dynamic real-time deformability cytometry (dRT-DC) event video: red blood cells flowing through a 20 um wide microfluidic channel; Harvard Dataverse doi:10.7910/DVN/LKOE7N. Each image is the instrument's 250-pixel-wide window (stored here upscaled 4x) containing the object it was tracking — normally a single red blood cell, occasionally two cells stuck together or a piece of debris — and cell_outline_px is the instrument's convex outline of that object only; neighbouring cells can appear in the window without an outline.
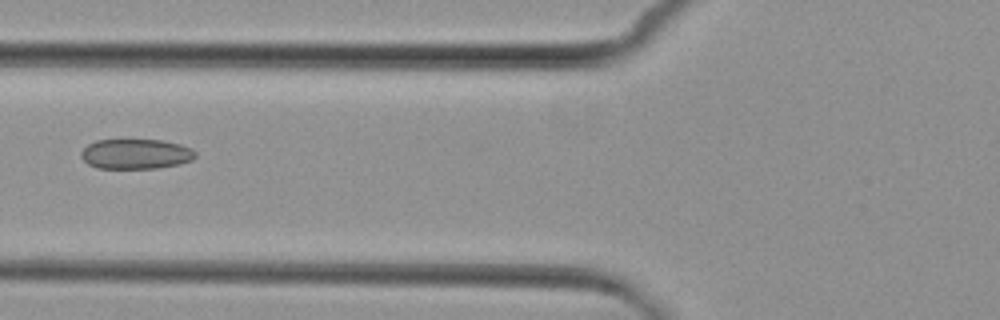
{"species": "common noctule bat (a hibernating species)", "species_latin": "Nyctalus noctula", "temperature_condition": "cold", "stored_images_in_passage": 5, "camera_frame_rate_fps": 3000, "um_per_image_px": 0.085, "animal": {"sex": "female", "body_mass_g": 29.2, "forearm_length_mm": 56.3}, "frame": {"image": 1, "passage_image": 4, "time_ms": 4.0, "image_size_px": [1000, 320], "cell_outline_px": [[196, 156], [192, 160], [180, 164], [156, 168], [96, 168], [88, 164], [80, 156], [80, 152], [88, 144], [96, 140], [164, 140], [180, 144], [192, 148], [196, 152]], "centroid_in_image_um": [11.55, 13.08], "position_along_channel_um": 114.2, "area_um2": 20.11}}
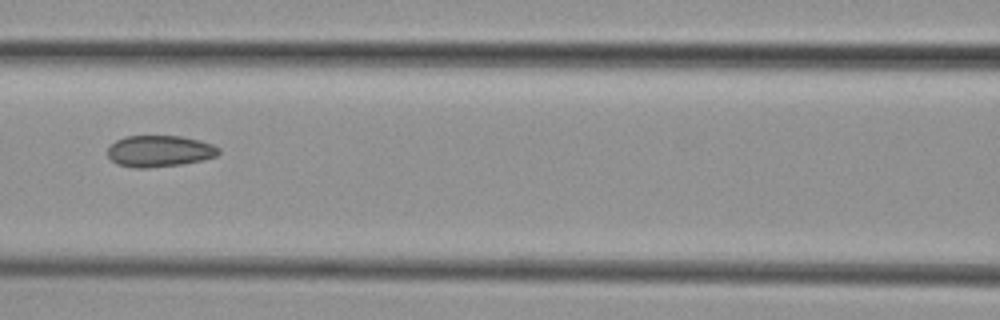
{"frame": {"image": 2, "passage_image": 5, "time_ms": 5.0, "image_size_px": [1000, 320], "cell_outline_px": [[220, 152], [216, 156], [200, 160], [180, 164], [148, 168], [132, 168], [116, 164], [108, 156], [108, 148], [116, 140], [124, 136], [180, 136], [200, 140], [212, 144], [220, 148]], "centroid_in_image_um": [13.54, 12.84], "position_along_channel_um": 153.1, "area_um2": 20.35}}